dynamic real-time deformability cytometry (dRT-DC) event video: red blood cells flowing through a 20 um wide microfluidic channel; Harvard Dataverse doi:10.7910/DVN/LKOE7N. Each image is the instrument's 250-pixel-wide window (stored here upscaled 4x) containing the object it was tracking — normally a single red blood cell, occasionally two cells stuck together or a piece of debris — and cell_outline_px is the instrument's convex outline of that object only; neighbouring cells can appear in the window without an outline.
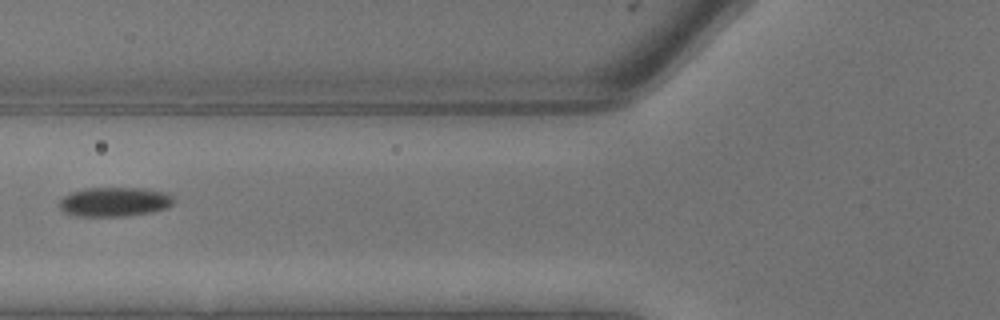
{"species": "common noctule bat (a hibernating species)", "species_latin": "Nyctalus noctula", "temperature_condition": "warm", "stored_images_in_passage": 7, "segment_of_instrument_passage": [2, 2], "camera_frame_rate_fps": 3000, "um_per_image_px": 0.085, "animal": {"sex": "male", "body_mass_g": 13.3}, "frame": {"image": 1, "passage_image": 5, "time_ms": 1.333, "image_size_px": [1000, 320], "cell_outline_px": [[172, 204], [168, 208], [152, 212], [128, 216], [76, 216], [64, 212], [60, 208], [60, 200], [64, 196], [72, 192], [84, 188], [136, 188], [160, 192], [172, 196]], "centroid_in_image_um": [9.69, 17.17], "position_along_channel_um": 116.1, "area_um2": 19.31}}